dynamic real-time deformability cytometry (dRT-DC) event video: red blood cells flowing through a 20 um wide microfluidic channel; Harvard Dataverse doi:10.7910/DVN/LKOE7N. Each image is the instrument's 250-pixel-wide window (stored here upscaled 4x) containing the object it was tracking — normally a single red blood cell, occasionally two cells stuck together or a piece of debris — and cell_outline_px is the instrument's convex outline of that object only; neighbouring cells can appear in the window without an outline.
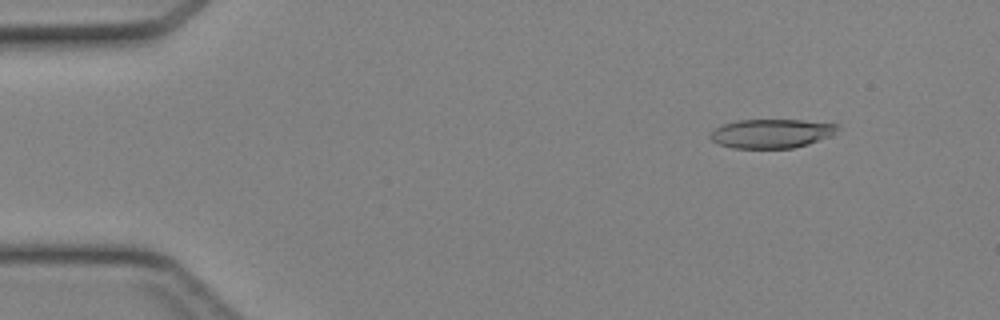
{"species": "Egyptian fruit bat (a non-hibernating species)", "species_latin": "Rousettus aegyptiacus", "temperature_condition": "cold", "stored_images_in_passage": 46, "camera_frame_rate_fps": 3000, "um_per_image_px": 0.085, "animal": {"sex": "female"}, "frame": {"image": 1, "passage_image": 6, "time_ms": 1.667, "image_size_px": [1000, 320], "cell_outline_px": [[840, 124], [832, 136], [808, 144], [792, 148], [732, 148], [720, 144], [712, 140], [708, 136], [716, 128], [724, 124], [740, 120], [804, 120]], "centroid_in_image_um": [65.61, 11.35], "position_along_channel_um": 19.4, "area_um2": 21.44}}
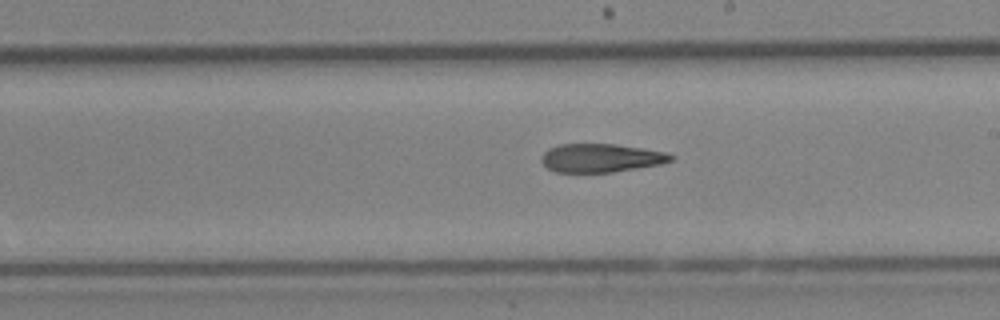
{"frame": {"image": 2, "passage_image": 27, "time_ms": 8.667, "image_size_px": [1000, 320], "cell_outline_px": [[672, 160], [660, 164], [612, 172], [556, 172], [548, 168], [540, 160], [540, 156], [548, 148], [560, 144], [616, 144], [664, 152], [672, 156]], "centroid_in_image_um": [51.01, 13.42], "position_along_channel_um": 238.0, "area_um2": 21.27}}
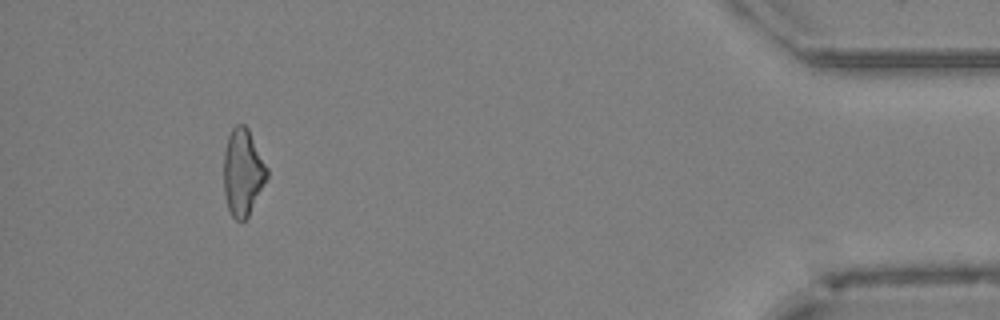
{"frame": {"image": 3, "passage_image": 43, "time_ms": 14.0, "image_size_px": [1000, 320], "cell_outline_px": [[268, 176], [248, 216], [244, 220], [236, 220], [232, 216], [228, 208], [224, 196], [224, 152], [228, 136], [232, 128], [236, 124], [244, 124], [248, 128], [268, 168]], "centroid_in_image_um": [20.63, 14.63], "position_along_channel_um": 414.6, "area_um2": 21.79}}